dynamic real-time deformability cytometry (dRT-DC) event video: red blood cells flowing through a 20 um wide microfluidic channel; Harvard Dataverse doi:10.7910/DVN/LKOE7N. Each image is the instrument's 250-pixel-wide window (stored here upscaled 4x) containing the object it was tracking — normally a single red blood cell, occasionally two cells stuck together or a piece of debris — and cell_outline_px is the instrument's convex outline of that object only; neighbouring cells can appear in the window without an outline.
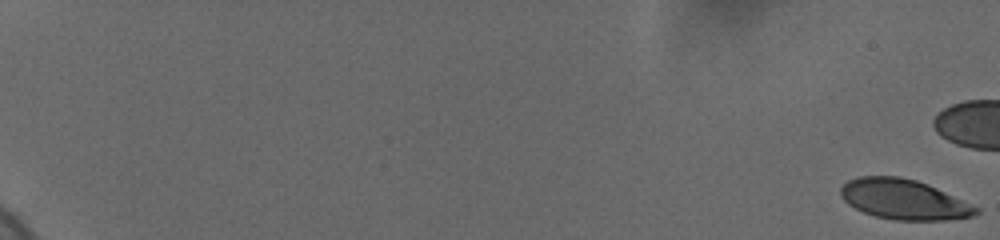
{"species": "human", "species_latin": "Homo sapiens", "temperature_condition": "cold", "stored_images_in_passage": 34, "camera_frame_rate_fps": 3000, "um_per_image_px": 0.085, "donor": {"sex": "female"}, "frame": {"image": 1, "passage_image": 1, "time_ms": 0.0, "image_size_px": [1000, 240], "cell_outline_px": [[980, 212], [972, 216], [948, 220], [892, 220], [876, 216], [864, 212], [848, 204], [840, 196], [840, 188], [848, 180], [860, 176], [900, 176], [916, 180], [928, 184], [980, 208]], "centroid_in_image_um": [76.82, 16.95], "position_along_channel_um": 8.2, "area_um2": 31.62}}